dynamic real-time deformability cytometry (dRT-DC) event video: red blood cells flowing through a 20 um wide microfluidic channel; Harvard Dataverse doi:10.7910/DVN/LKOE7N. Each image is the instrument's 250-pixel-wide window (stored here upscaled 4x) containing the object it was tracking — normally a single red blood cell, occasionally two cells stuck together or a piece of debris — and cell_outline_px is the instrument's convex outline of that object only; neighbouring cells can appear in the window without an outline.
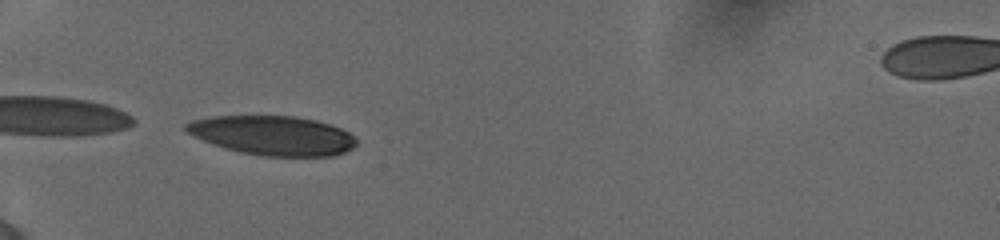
{"species": "human", "species_latin": "Homo sapiens", "temperature_condition": "cold", "stored_images_in_passage": 36, "camera_frame_rate_fps": 3000, "um_per_image_px": 0.085, "donor": {"sex": "female"}, "frame": {"image": 1, "passage_image": 1, "time_ms": 0.0, "image_size_px": [1000, 240], "cell_outline_px": [[356, 144], [352, 148], [344, 152], [332, 156], [264, 156], [240, 152], [224, 148], [212, 144], [188, 132], [184, 128], [184, 124], [192, 120], [212, 116], [296, 116], [316, 120], [340, 128], [348, 132], [356, 140]], "centroid_in_image_um": [23.17, 11.51], "position_along_channel_um": 61.8, "area_um2": 38.84}}
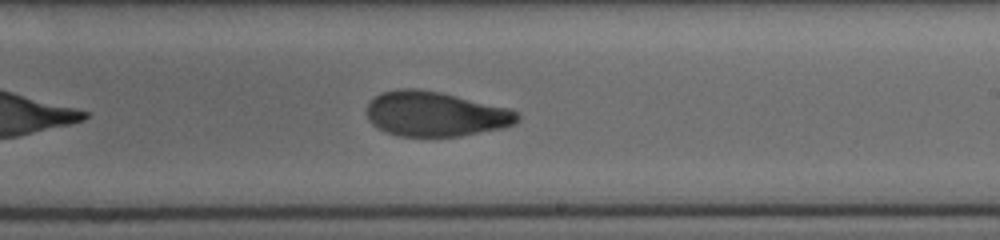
{"frame": {"image": 2, "passage_image": 17, "time_ms": 5.333, "image_size_px": [1000, 240], "cell_outline_px": [[520, 120], [516, 124], [504, 128], [460, 136], [400, 136], [388, 132], [372, 124], [368, 120], [364, 108], [380, 92], [396, 88], [420, 88], [440, 92], [512, 108], [520, 116]], "centroid_in_image_um": [37.03, 9.67], "position_along_channel_um": 252.0, "area_um2": 39.88}}
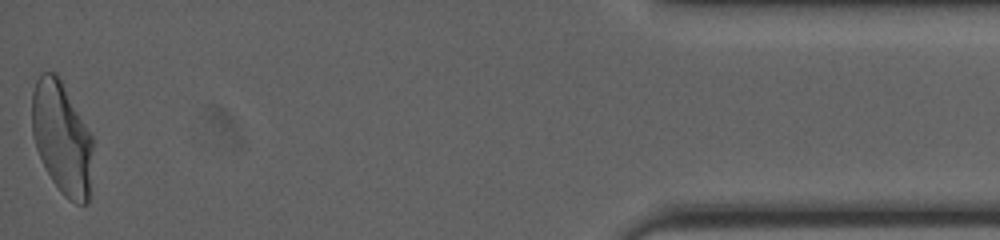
{"frame": {"image": 3, "passage_image": 36, "time_ms": 11.667, "image_size_px": [1000, 240], "cell_outline_px": [[92, 148], [88, 204], [76, 204], [68, 200], [60, 192], [52, 180], [36, 148], [32, 136], [32, 92], [36, 80], [40, 72], [56, 72], [92, 136]], "centroid_in_image_um": [5.24, 11.73], "position_along_channel_um": 430.0, "area_um2": 39.54}, "authors_computed_cell_mechanics": {"area_um2": 40.2866, "velocity_mm_per_s": 3.8797, "shape_relaxation_time_tau1_ms": 5.3511, "shape_relaxation_time_tau2_ms": 1.9966, "deformation_change_tau1": 0.1757, "deformation_change_tau2": 0.0789}}